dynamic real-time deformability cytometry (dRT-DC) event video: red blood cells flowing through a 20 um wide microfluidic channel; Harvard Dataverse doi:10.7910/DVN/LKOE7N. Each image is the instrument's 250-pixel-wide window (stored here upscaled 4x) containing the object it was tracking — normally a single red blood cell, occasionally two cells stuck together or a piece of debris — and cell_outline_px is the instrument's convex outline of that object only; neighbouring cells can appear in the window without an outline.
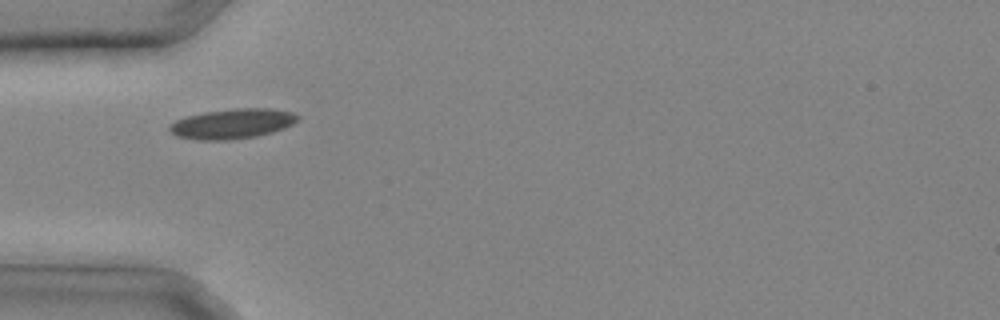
{"species": "common noctule bat (a hibernating species)", "species_latin": "Nyctalus noctula", "temperature_condition": "cold", "stored_images_in_passage": 19, "camera_frame_rate_fps": 3000, "um_per_image_px": 0.085, "animal": {"sex": "male", "body_mass_g": 20.4}, "frame": {"image": 1, "passage_image": 1, "time_ms": 0.0, "image_size_px": [1000, 320], "cell_outline_px": [[300, 116], [292, 124], [284, 128], [272, 132], [256, 136], [228, 140], [200, 140], [176, 136], [168, 128], [168, 124], [184, 116], [204, 112], [236, 108], [268, 108], [292, 112]], "centroid_in_image_um": [19.71, 10.51], "position_along_channel_um": 65.3, "area_um2": 22.37}}
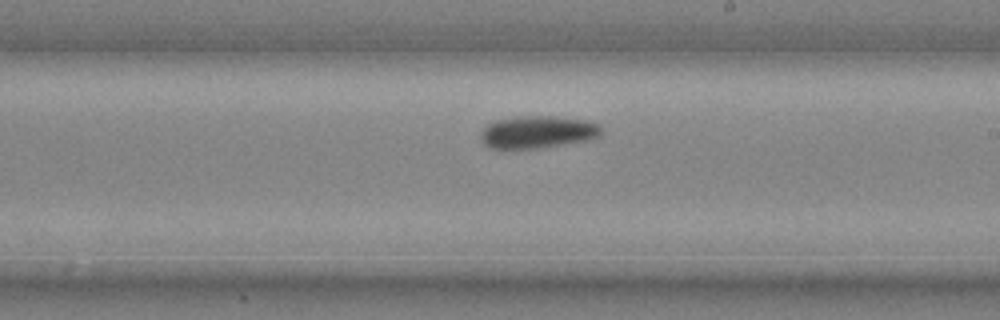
{"frame": {"image": 2, "passage_image": 10, "time_ms": 3.0, "image_size_px": [1000, 320], "cell_outline_px": [[600, 132], [596, 136], [588, 140], [540, 148], [488, 148], [480, 140], [480, 136], [484, 128], [488, 124], [496, 120], [516, 116], [556, 116], [588, 120], [600, 124]], "centroid_in_image_um": [45.67, 11.21], "position_along_channel_um": 243.3, "area_um2": 22.77}}
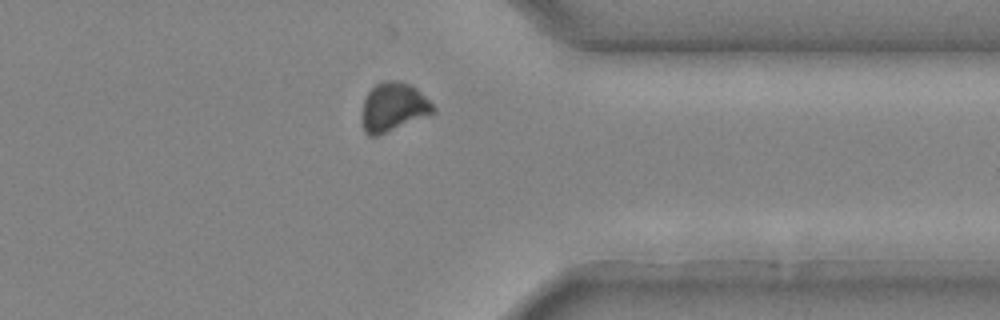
{"frame": {"image": 3, "passage_image": 17, "time_ms": 5.333, "image_size_px": [1000, 320], "cell_outline_px": [[436, 112], [376, 136], [368, 136], [364, 132], [360, 116], [364, 100], [368, 92], [376, 84], [384, 80], [400, 80], [416, 88], [436, 108]], "centroid_in_image_um": [33.39, 9.1], "position_along_channel_um": 378.0, "area_um2": 20.23}}